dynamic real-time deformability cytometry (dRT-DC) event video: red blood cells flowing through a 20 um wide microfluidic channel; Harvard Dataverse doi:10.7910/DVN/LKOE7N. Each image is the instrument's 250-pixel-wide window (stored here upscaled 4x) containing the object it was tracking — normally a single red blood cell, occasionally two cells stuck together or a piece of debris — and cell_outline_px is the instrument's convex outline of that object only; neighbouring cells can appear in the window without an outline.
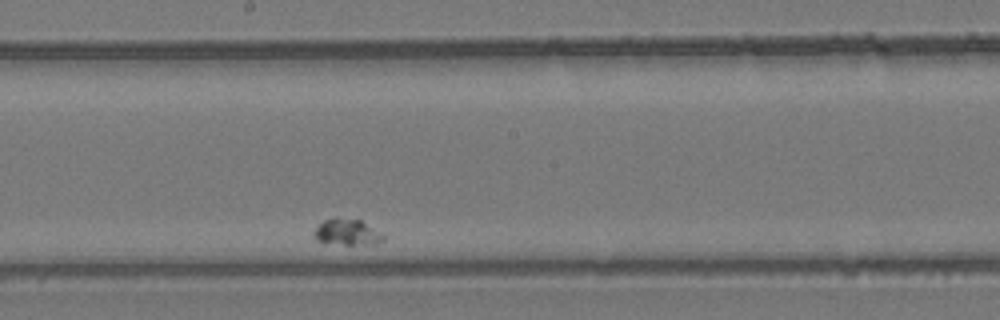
{"species": "common noctule bat (a hibernating species)", "species_latin": "Nyctalus noctula", "temperature_condition": "room temperature", "stored_images_in_passage": 8, "camera_frame_rate_fps": 3000, "um_per_image_px": 0.085, "animal": {"sex": "female", "body_mass_g": 24.6, "forearm_length_mm": 56.2}, "frame": {"image": 1, "passage_image": 8, "time_ms": 2.333, "image_size_px": [1000, 320], "cell_outline_px": [[388, 236], [384, 240], [376, 244], [324, 244], [316, 240], [312, 236], [312, 232], [324, 220], [332, 216], [360, 220], [384, 232]], "centroid_in_image_um": [29.52, 19.74], "position_along_channel_um": 218.7, "area_um2": 11.16}}